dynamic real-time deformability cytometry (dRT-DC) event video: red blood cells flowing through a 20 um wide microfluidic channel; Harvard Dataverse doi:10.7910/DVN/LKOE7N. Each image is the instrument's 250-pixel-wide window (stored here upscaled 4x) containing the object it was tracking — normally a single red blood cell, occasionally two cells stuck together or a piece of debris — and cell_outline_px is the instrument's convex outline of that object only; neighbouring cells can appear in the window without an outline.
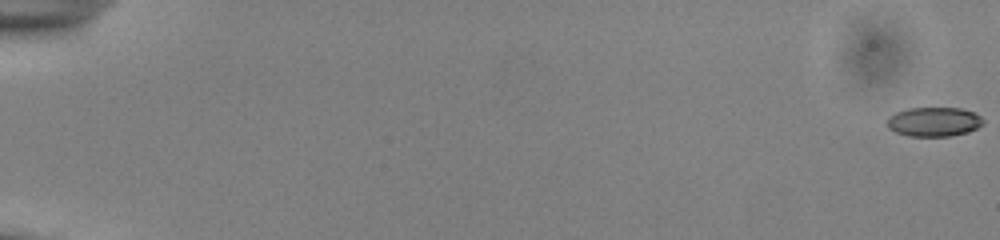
{"species": "common noctule bat (a hibernating species)", "species_latin": "Nyctalus noctula", "temperature_condition": "cold", "stored_images_in_passage": 56, "camera_frame_rate_fps": 3000, "um_per_image_px": 0.085, "animal": {"sex": "male", "body_mass_g": 13.0, "forearm_length_mm": 53.1}, "frame": {"image": 1, "passage_image": 1, "time_ms": 0.0, "image_size_px": [1000, 240], "cell_outline_px": [[984, 124], [968, 132], [948, 136], [908, 136], [896, 132], [888, 128], [888, 116], [896, 112], [908, 108], [960, 108], [972, 112], [980, 116], [984, 120]], "centroid_in_image_um": [79.38, 10.35], "position_along_channel_um": 5.6, "area_um2": 16.36}}
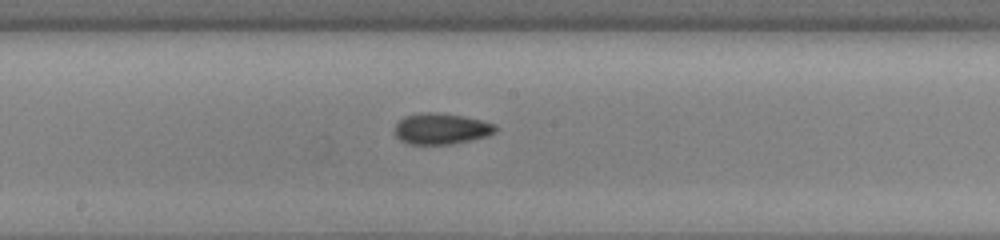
{"frame": {"image": 2, "passage_image": 32, "time_ms": 10.333, "image_size_px": [1000, 240], "cell_outline_px": [[496, 132], [488, 136], [472, 140], [452, 144], [408, 144], [400, 140], [396, 136], [396, 124], [404, 116], [424, 112], [436, 112], [464, 116], [496, 124]], "centroid_in_image_um": [37.53, 10.94], "position_along_channel_um": 210.7, "area_um2": 18.26}}
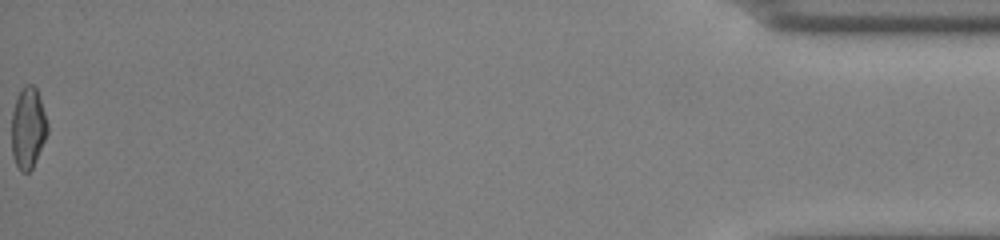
{"frame": {"image": 3, "passage_image": 56, "time_ms": 18.333, "image_size_px": [1000, 240], "cell_outline_px": [[48, 132], [36, 160], [32, 168], [28, 172], [20, 172], [12, 156], [12, 112], [16, 100], [24, 84], [32, 84], [36, 88], [48, 124]], "centroid_in_image_um": [2.38, 10.89], "position_along_channel_um": 432.8, "area_um2": 16.82}, "authors_computed_cell_mechanics": {"area_um2": 17.3978, "velocity_mm_per_s": 3.9019, "shape_relaxation_time_tau1_ms": null, "shape_relaxation_time_tau2_ms": 3.1007, "deformation_change_tau1": null, "deformation_change_tau2": 0.0926}}